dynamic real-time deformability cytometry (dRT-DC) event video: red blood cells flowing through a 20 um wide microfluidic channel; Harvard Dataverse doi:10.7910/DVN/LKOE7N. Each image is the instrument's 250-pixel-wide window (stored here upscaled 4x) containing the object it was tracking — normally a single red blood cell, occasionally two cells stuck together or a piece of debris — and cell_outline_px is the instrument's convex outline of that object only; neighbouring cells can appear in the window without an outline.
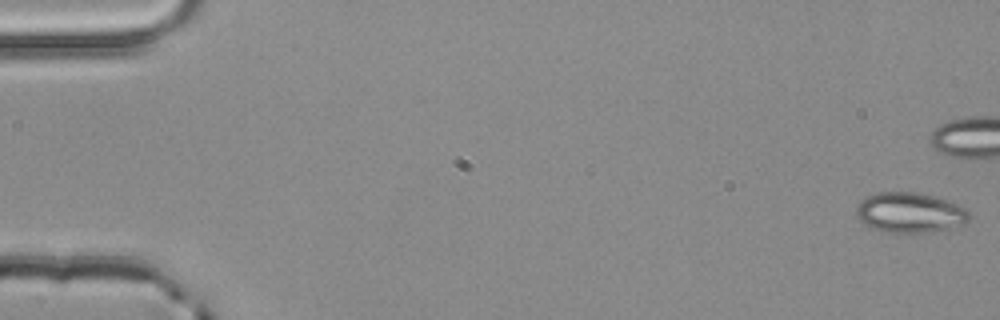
{"species": "common noctule bat (a hibernating species)", "species_latin": "Nyctalus noctula", "temperature_condition": "room temperature", "stored_images_in_passage": 6, "camera_frame_rate_fps": 3000, "um_per_image_px": 0.085, "animal": {"sex": "male", "body_mass_g": 20.4}, "frame": {"image": 1, "passage_image": 1, "time_ms": 0.0, "image_size_px": [1000, 320], "cell_outline_px": [[972, 216], [964, 224], [948, 228], [928, 232], [880, 232], [864, 224], [856, 216], [856, 208], [860, 200], [868, 196], [880, 192], [916, 192], [936, 196], [956, 204], [964, 208]], "centroid_in_image_um": [77.32, 18.07], "position_along_channel_um": 7.7, "area_um2": 26.41}}